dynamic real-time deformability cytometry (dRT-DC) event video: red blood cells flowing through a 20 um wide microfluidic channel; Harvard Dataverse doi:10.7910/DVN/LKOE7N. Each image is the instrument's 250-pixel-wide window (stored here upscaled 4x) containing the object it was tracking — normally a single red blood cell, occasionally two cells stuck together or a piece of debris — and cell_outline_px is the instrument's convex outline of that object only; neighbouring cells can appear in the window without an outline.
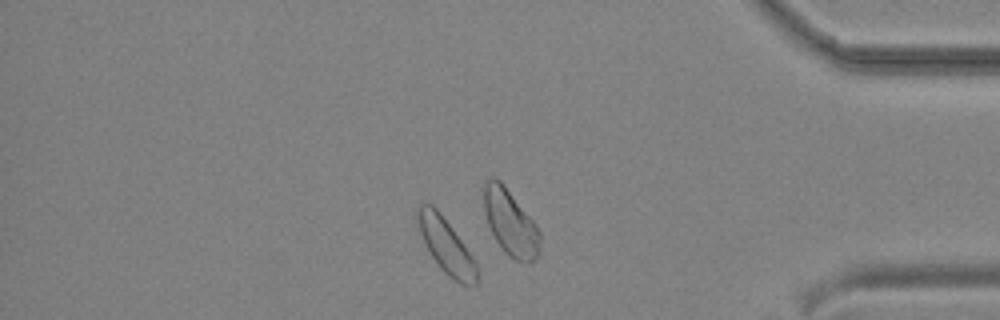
{"species": "common noctule bat (a hibernating species)", "species_latin": "Nyctalus noctula", "temperature_condition": "cold", "stored_images_in_passage": 43, "camera_frame_rate_fps": 3000, "um_per_image_px": 0.085, "animal": {"sex": "male", "body_mass_g": 19.2, "forearm_length_mm": 51.8}, "frame": {"image": 1, "passage_image": 37, "time_ms": 12.0, "image_size_px": [1000, 320], "cell_outline_px": [[476, 284], [460, 284], [452, 280], [440, 268], [424, 244], [416, 224], [416, 208], [420, 204], [432, 204], [440, 212], [472, 256], [476, 264]], "centroid_in_image_um": [37.85, 20.86], "position_along_channel_um": 397.4, "area_um2": 18.73}}